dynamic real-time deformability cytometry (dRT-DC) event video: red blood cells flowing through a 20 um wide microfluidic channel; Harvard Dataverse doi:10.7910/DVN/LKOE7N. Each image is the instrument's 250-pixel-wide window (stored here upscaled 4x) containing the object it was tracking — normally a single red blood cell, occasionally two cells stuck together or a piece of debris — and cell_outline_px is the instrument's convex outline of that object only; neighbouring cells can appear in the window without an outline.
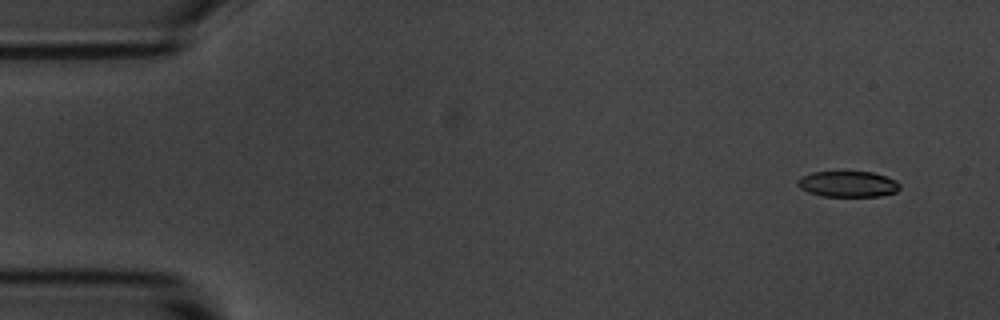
{"species": "common noctule bat (a hibernating species)", "species_latin": "Nyctalus noctula", "temperature_condition": "room temperature", "stored_images_in_passage": 5, "camera_frame_rate_fps": 3000, "um_per_image_px": 0.085, "animal": {"sex": "male", "body_mass_g": 20.1, "forearm_length_mm": 53.5}, "frame": {"image": 1, "passage_image": 2, "time_ms": 1.0, "image_size_px": [1000, 320], "cell_outline_px": [[900, 188], [896, 192], [880, 196], [820, 196], [808, 192], [800, 188], [796, 184], [796, 180], [800, 176], [812, 172], [872, 172], [896, 180], [900, 184]], "centroid_in_image_um": [72.03, 15.65], "position_along_channel_um": 13.0, "area_um2": 15.49}}